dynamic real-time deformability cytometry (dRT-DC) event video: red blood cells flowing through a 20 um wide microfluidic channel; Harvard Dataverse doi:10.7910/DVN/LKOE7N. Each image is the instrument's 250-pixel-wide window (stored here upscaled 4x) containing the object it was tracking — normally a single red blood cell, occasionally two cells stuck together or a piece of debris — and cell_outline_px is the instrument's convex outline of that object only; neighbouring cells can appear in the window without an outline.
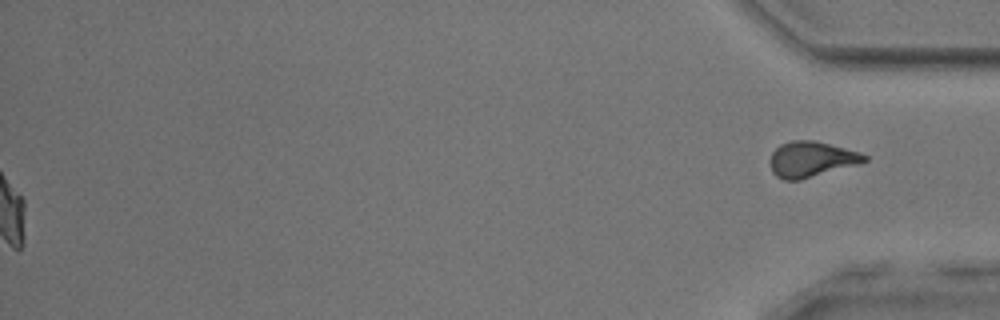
{"species": "common noctule bat (a hibernating species)", "species_latin": "Nyctalus noctula", "temperature_condition": "room temperature", "stored_images_in_passage": 40, "camera_frame_rate_fps": 3000, "um_per_image_px": 0.085, "animal": {"sex": "male", "body_mass_g": 17.9, "forearm_length_mm": 54.2}, "frame": {"image": 1, "passage_image": 40, "time_ms": 13.0, "image_size_px": [1000, 320], "cell_outline_px": [[868, 160], [860, 164], [800, 180], [784, 180], [776, 176], [772, 172], [772, 152], [780, 144], [792, 140], [816, 140], [860, 152], [868, 156]], "centroid_in_image_um": [69.01, 13.53], "position_along_channel_um": 366.2, "area_um2": 19.59}, "authors_computed_cell_mechanics": {"area_um2": 19.7676, "velocity_mm_per_s": 3.846, "shape_relaxation_time_tau1_ms": 3.8488, "shape_relaxation_time_tau2_ms": 2.2481, "deformation_change_tau1": 0.1552, "deformation_change_tau2": 0.0915}}